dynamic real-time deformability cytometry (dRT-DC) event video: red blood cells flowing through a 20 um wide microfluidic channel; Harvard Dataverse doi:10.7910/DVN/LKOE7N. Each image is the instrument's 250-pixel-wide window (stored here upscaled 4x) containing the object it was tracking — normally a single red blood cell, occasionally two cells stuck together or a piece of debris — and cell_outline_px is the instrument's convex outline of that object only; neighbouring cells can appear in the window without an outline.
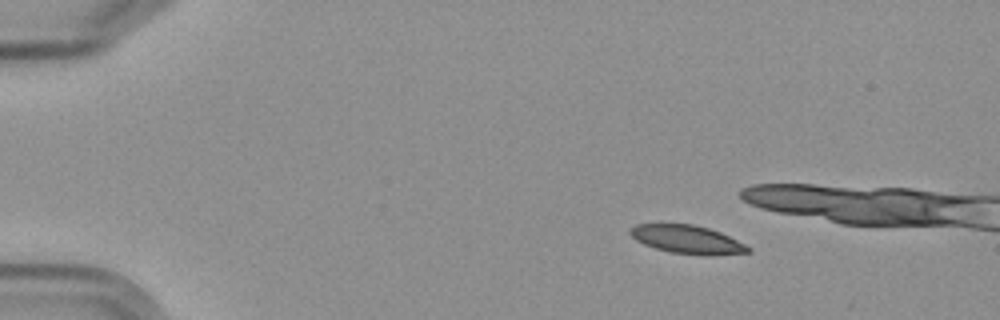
{"species": "Egyptian fruit bat (a non-hibernating species)", "species_latin": "Rousettus aegyptiacus", "temperature_condition": "cold", "stored_images_in_passage": 4, "camera_frame_rate_fps": 3000, "um_per_image_px": 0.085, "frame": {"image": 1, "passage_image": 1, "time_ms": 0.0, "image_size_px": [1000, 320], "cell_outline_px": [[752, 252], [712, 256], [704, 256], [672, 252], [656, 248], [644, 244], [636, 240], [628, 232], [636, 224], [692, 224], [708, 228], [720, 232], [752, 248]], "centroid_in_image_um": [58.45, 20.37], "position_along_channel_um": 26.5, "area_um2": 19.42}}